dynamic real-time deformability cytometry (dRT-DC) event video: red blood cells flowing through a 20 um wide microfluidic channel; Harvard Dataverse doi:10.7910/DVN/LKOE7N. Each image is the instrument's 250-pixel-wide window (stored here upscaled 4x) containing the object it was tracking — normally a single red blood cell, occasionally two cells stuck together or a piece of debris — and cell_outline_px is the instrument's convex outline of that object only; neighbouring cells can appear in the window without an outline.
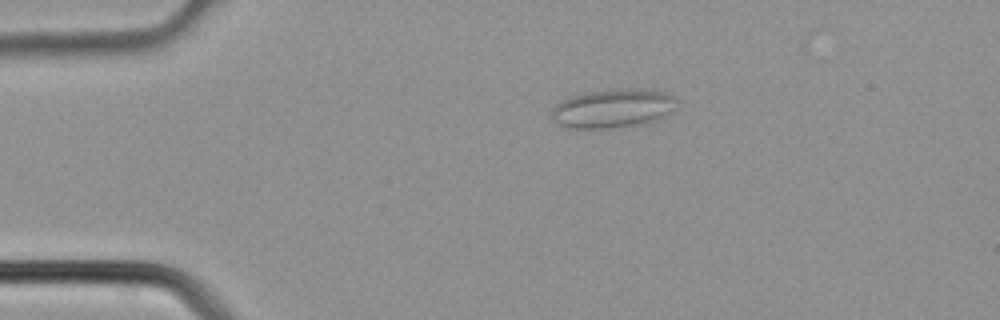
{"species": "common noctule bat (a hibernating species)", "species_latin": "Nyctalus noctula", "temperature_condition": "cold", "stored_images_in_passage": 5, "camera_frame_rate_fps": 3000, "um_per_image_px": 0.085, "animal": {"sex": "male", "body_mass_g": 21.5, "forearm_length_mm": 52.0}, "frame": {"image": 1, "passage_image": 3, "time_ms": 0.667, "image_size_px": [1000, 320], "cell_outline_px": [[676, 100], [672, 112], [652, 120], [640, 124], [612, 128], [568, 128], [556, 124], [552, 120], [552, 108], [560, 100], [572, 96], [588, 92], [612, 88], [632, 88], [664, 92], [672, 96]], "centroid_in_image_um": [52.02, 9.21], "position_along_channel_um": 33.0, "area_um2": 28.26}}